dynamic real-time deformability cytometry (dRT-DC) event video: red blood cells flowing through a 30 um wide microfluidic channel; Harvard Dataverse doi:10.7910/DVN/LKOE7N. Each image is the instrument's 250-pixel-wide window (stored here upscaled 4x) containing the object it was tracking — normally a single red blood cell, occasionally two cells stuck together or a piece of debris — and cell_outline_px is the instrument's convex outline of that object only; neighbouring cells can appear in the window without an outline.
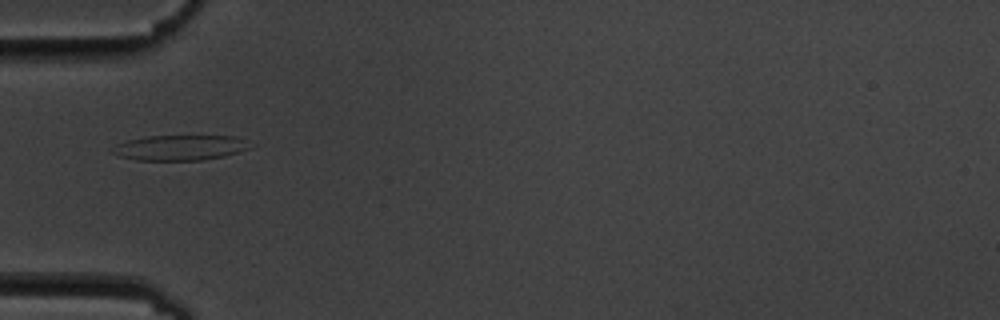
{"species": "common noctule bat (a hibernating species)", "species_latin": "Nyctalus noctula", "temperature_condition": "cold", "stored_images_in_passage": 9, "camera_frame_rate_fps": 3000, "um_per_image_px": 0.085, "animal": {"sex": "male", "body_mass_g": 19.5, "forearm_length_mm": 54.6}, "frame": {"image": 1, "passage_image": 6, "time_ms": 5.667, "image_size_px": [1000, 320], "cell_outline_px": [[252, 148], [224, 156], [204, 160], [136, 160], [120, 156], [108, 152], [116, 144], [128, 140], [144, 136], [236, 136]], "centroid_in_image_um": [15.22, 12.55], "position_along_channel_um": 69.8, "area_um2": 20.17}}
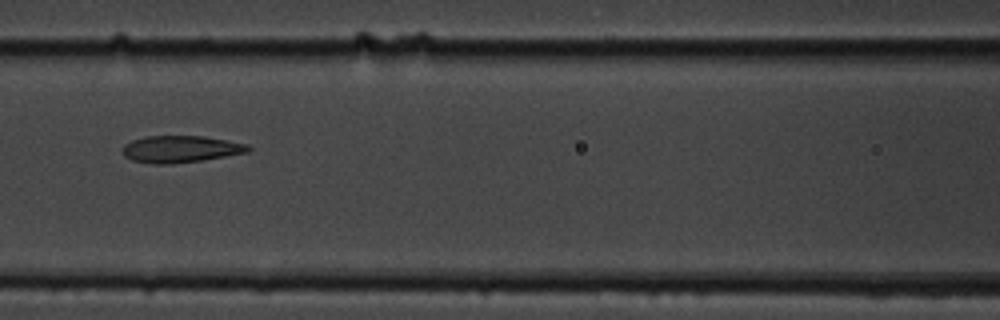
{"frame": {"image": 2, "passage_image": 8, "time_ms": 8.0, "image_size_px": [1000, 320], "cell_outline_px": [[252, 152], [200, 160], [172, 164], [152, 164], [132, 160], [124, 156], [120, 148], [124, 144], [132, 140], [144, 136], [204, 136], [248, 144], [252, 148]], "centroid_in_image_um": [15.34, 12.67], "position_along_channel_um": 151.3, "area_um2": 19.94}}
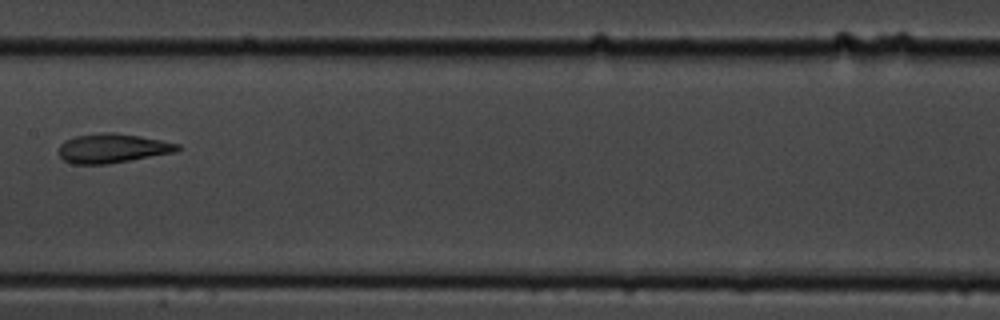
{"frame": {"image": 3, "passage_image": 9, "time_ms": 9.333, "image_size_px": [1000, 320], "cell_outline_px": [[180, 148], [176, 152], [108, 164], [72, 164], [64, 160], [60, 156], [60, 144], [64, 140], [76, 136], [104, 132], [116, 132], [140, 136], [180, 144]], "centroid_in_image_um": [9.56, 12.6], "position_along_channel_um": 197.8, "area_um2": 20.23}}